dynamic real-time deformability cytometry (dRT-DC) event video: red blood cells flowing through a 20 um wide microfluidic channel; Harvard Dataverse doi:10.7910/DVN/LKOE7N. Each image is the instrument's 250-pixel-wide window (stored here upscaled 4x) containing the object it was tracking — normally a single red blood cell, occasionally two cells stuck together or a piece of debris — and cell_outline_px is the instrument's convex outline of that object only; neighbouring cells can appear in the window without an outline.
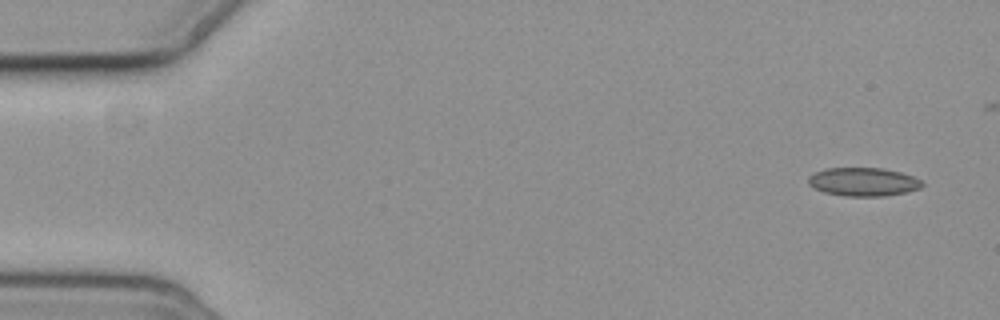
{"species": "common noctule bat (a hibernating species)", "species_latin": "Nyctalus noctula", "temperature_condition": "cold", "stored_images_in_passage": 6, "segment_of_instrument_passage": [1, 2], "camera_frame_rate_fps": 3000, "um_per_image_px": 0.085, "animal": {"sex": "female", "body_mass_g": 19.3, "forearm_length_mm": 54.1}, "frame": {"image": 1, "passage_image": 1, "time_ms": 0.0, "image_size_px": [1000, 320], "cell_outline_px": [[924, 184], [920, 188], [908, 192], [884, 196], [844, 196], [824, 192], [808, 184], [808, 176], [816, 172], [828, 168], [884, 168], [900, 172], [912, 176], [920, 180]], "centroid_in_image_um": [73.39, 15.46], "position_along_channel_um": 11.6, "area_um2": 18.84}}
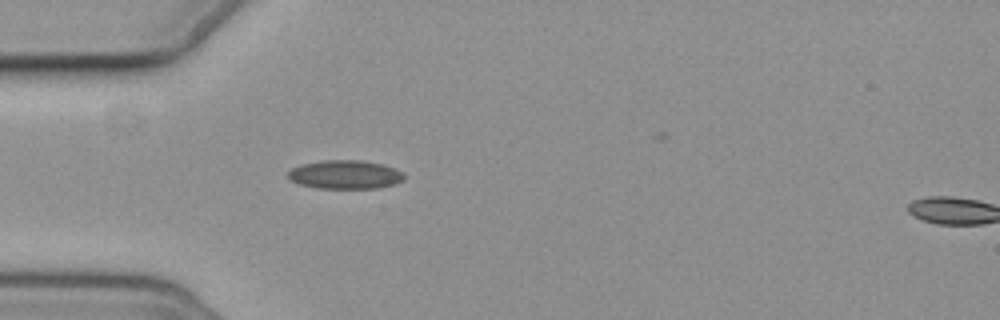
{"frame": {"image": 2, "passage_image": 5, "time_ms": 4.667, "image_size_px": [1000, 320], "cell_outline_px": [[404, 180], [396, 184], [380, 188], [316, 188], [300, 184], [288, 180], [288, 172], [292, 168], [300, 164], [324, 160], [360, 160], [384, 164], [396, 168], [404, 176]], "centroid_in_image_um": [29.34, 14.84], "position_along_channel_um": 55.7, "area_um2": 19.59}}